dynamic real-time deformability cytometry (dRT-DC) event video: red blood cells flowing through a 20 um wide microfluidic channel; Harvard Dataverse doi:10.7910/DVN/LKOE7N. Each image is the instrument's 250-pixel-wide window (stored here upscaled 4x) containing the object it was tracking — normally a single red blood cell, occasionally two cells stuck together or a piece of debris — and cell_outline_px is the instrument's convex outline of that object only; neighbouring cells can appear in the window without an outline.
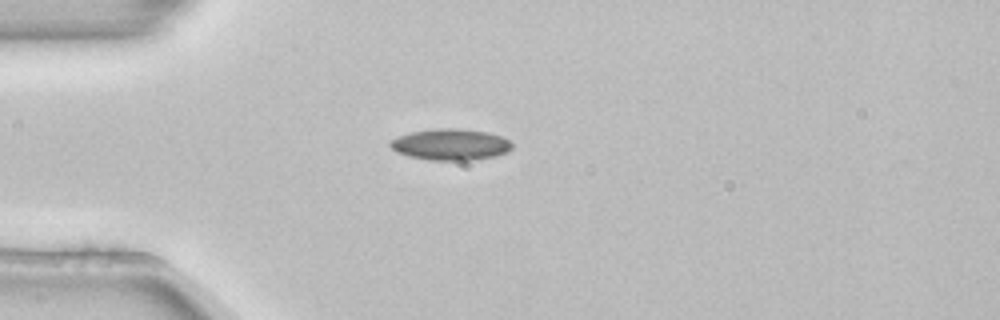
{"species": "common noctule bat (a hibernating species)", "species_latin": "Nyctalus noctula", "temperature_condition": "room temperature", "stored_images_in_passage": 6, "camera_frame_rate_fps": 3000, "um_per_image_px": 0.085, "animal": {"sex": "female", "body_mass_g": 22.7, "forearm_length_mm": 54.2}, "frame": {"image": 1, "passage_image": 4, "time_ms": 1.0, "image_size_px": [1000, 320], "cell_outline_px": [[512, 148], [508, 152], [496, 156], [472, 160], [428, 160], [408, 156], [396, 152], [388, 144], [392, 140], [400, 136], [412, 132], [432, 128], [456, 128], [488, 132], [500, 136], [508, 140], [512, 144]], "centroid_in_image_um": [38.31, 12.28], "position_along_channel_um": 46.7, "area_um2": 22.25}}